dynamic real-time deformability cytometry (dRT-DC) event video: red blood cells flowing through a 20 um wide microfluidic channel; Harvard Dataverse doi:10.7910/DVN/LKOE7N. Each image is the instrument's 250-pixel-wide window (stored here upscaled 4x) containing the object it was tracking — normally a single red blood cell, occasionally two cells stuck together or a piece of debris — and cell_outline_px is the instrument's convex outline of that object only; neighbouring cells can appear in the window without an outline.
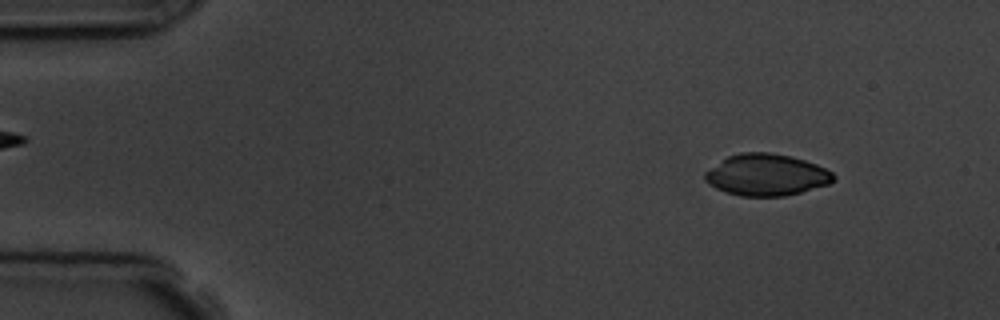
{"species": "common noctule bat (a hibernating species)", "species_latin": "Nyctalus noctula", "temperature_condition": "room temperature", "stored_images_in_passage": 4, "camera_frame_rate_fps": 3000, "um_per_image_px": 0.085, "animal": {"sex": "male", "body_mass_g": 19.5, "forearm_length_mm": 54.6}, "frame": {"image": 1, "passage_image": 1, "time_ms": 0.0, "image_size_px": [1000, 320], "cell_outline_px": [[836, 176], [828, 184], [800, 192], [784, 196], [740, 196], [724, 192], [708, 184], [704, 180], [704, 172], [728, 156], [740, 152], [768, 152], [792, 156], [816, 164], [832, 172]], "centroid_in_image_um": [65.11, 14.86], "position_along_channel_um": 19.9, "area_um2": 31.15}}